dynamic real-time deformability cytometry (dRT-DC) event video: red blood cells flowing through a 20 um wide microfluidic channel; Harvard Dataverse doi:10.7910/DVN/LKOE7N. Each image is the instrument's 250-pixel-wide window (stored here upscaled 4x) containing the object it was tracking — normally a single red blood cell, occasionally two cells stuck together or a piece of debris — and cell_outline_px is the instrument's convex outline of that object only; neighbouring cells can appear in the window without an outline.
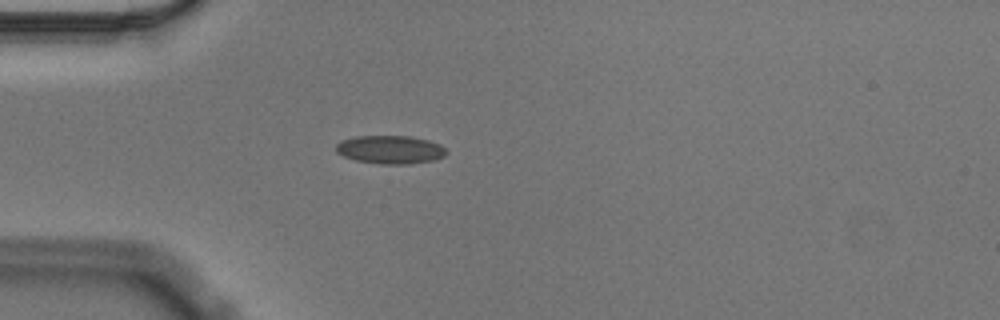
{"species": "Egyptian fruit bat (a non-hibernating species)", "species_latin": "Rousettus aegyptiacus", "temperature_condition": "cold", "stored_images_in_passage": 36, "camera_frame_rate_fps": 3000, "um_per_image_px": 0.085, "animal": {"sex": "male"}, "frame": {"image": 1, "passage_image": 1, "time_ms": 0.0, "image_size_px": [1000, 320], "cell_outline_px": [[448, 152], [444, 156], [436, 160], [408, 164], [380, 164], [356, 160], [344, 156], [336, 152], [336, 144], [340, 140], [356, 136], [412, 136], [428, 140], [440, 144]], "centroid_in_image_um": [33.18, 12.71], "position_along_channel_um": 51.8, "area_um2": 18.32}}
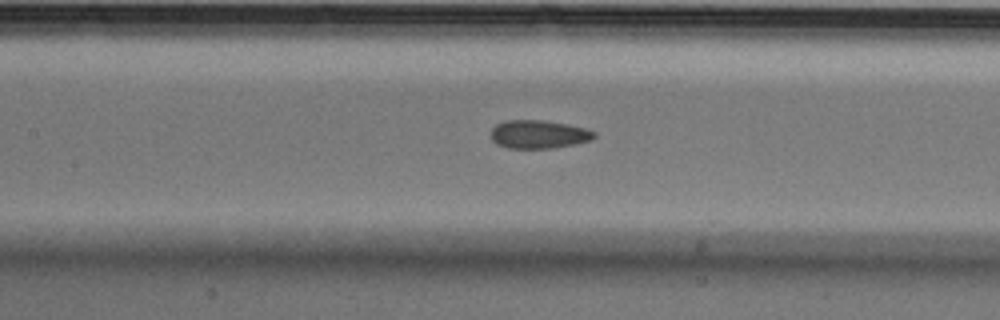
{"frame": {"image": 2, "passage_image": 11, "time_ms": 3.333, "image_size_px": [1000, 320], "cell_outline_px": [[596, 136], [592, 140], [576, 144], [552, 148], [508, 148], [496, 144], [492, 140], [492, 128], [496, 124], [504, 120], [540, 120], [568, 124], [584, 128], [596, 132]], "centroid_in_image_um": [45.79, 11.42], "position_along_channel_um": 161.6, "area_um2": 17.11}}
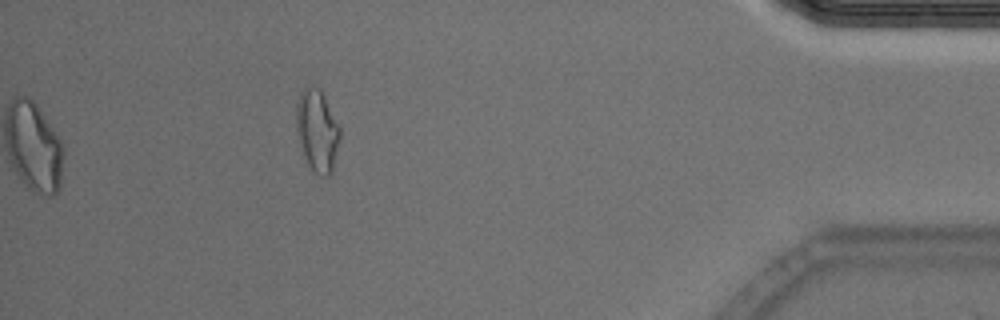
{"frame": {"image": 3, "passage_image": 36, "time_ms": 11.667, "image_size_px": [1000, 320], "cell_outline_px": [[340, 136], [332, 172], [328, 176], [320, 176], [308, 164], [296, 128], [296, 104], [300, 92], [304, 88], [312, 84], [320, 88], [340, 128]], "centroid_in_image_um": [26.96, 11.05], "position_along_channel_um": 408.2, "area_um2": 20.52}, "authors_computed_cell_mechanics": {"area_um2": 17.6001, "velocity_mm_per_s": 3.5565, "shape_relaxation_time_tau1_ms": null, "shape_relaxation_time_tau2_ms": 2.3431, "deformation_change_tau1": null, "deformation_change_tau2": 0.0814}}